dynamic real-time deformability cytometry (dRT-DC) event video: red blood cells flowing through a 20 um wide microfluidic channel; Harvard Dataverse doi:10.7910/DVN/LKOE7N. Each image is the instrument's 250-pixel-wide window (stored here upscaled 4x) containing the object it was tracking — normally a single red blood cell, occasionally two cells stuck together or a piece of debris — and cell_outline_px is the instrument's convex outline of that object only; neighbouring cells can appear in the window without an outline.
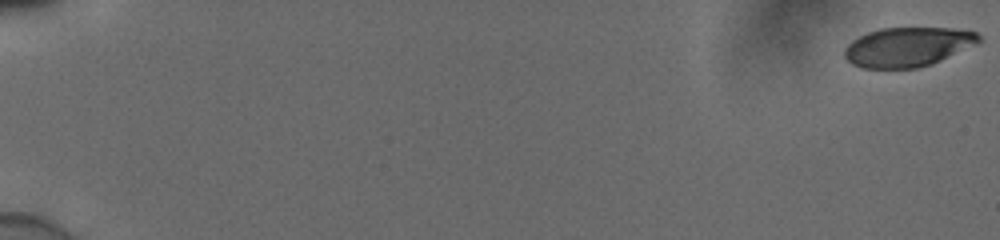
{"species": "human", "species_latin": "Homo sapiens", "temperature_condition": "cold", "stored_images_in_passage": 56, "camera_frame_rate_fps": 3000, "um_per_image_px": 0.085, "donor": {"sex": "male"}, "frame": {"image": 1, "passage_image": 1, "time_ms": 0.0, "image_size_px": [1000, 240], "cell_outline_px": [[980, 40], [976, 44], [932, 64], [916, 68], [864, 68], [852, 64], [844, 56], [844, 48], [852, 40], [868, 32], [880, 28], [952, 28], [976, 32], [980, 36]], "centroid_in_image_um": [77.14, 3.98], "position_along_channel_um": 7.9, "area_um2": 30.69}}
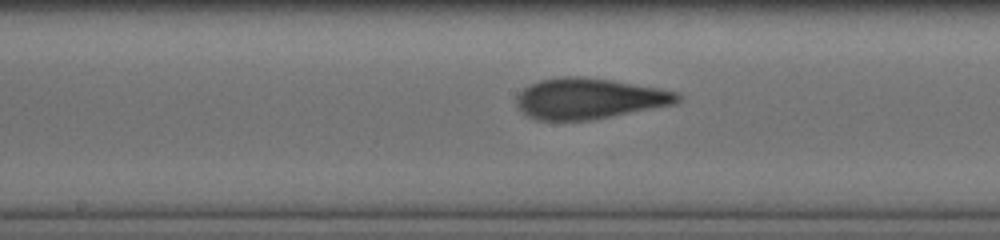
{"frame": {"image": 2, "passage_image": 32, "time_ms": 10.333, "image_size_px": [1000, 240], "cell_outline_px": [[680, 100], [676, 104], [592, 120], [536, 120], [528, 116], [516, 104], [516, 96], [524, 88], [540, 80], [564, 76], [584, 76], [612, 80], [680, 92]], "centroid_in_image_um": [50.1, 8.38], "position_along_channel_um": 198.1, "area_um2": 38.26}}
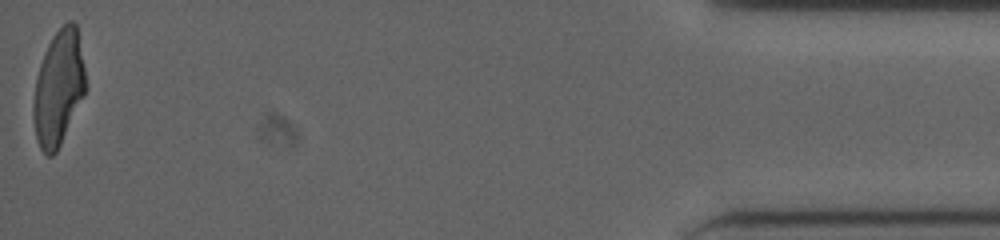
{"frame": {"image": 3, "passage_image": 56, "time_ms": 18.333, "image_size_px": [1000, 240], "cell_outline_px": [[84, 96], [56, 152], [52, 156], [48, 156], [40, 148], [36, 140], [32, 116], [32, 104], [36, 76], [44, 52], [52, 36], [68, 20], [72, 20], [76, 24], [84, 68]], "centroid_in_image_um": [4.93, 7.49], "position_along_channel_um": 430.3, "area_um2": 34.74}, "authors_computed_cell_mechanics": {"area_um2": 36.4429, "velocity_mm_per_s": 3.8883, "shape_relaxation_time_tau1_ms": 5.4827, "shape_relaxation_time_tau2_ms": 1.0007, "deformation_change_tau1": 0.1972, "deformation_change_tau2": 0.0789}}